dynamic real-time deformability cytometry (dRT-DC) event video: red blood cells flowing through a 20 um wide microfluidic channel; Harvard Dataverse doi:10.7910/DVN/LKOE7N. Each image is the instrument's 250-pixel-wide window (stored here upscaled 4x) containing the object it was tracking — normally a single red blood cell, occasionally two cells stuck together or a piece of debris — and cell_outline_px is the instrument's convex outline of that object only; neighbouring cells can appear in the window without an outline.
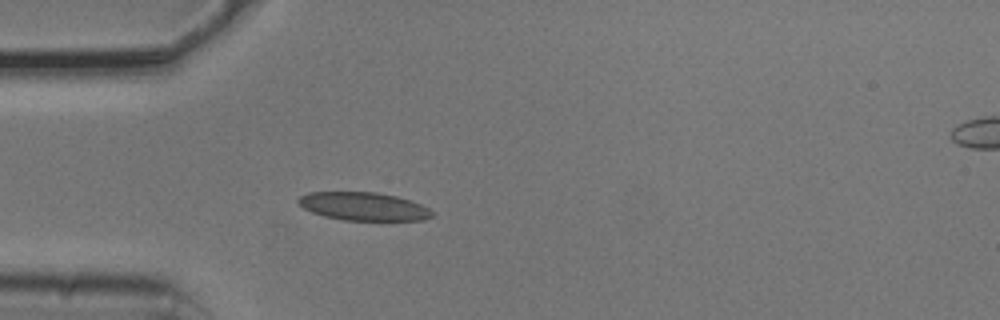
{"species": "common noctule bat (a hibernating species)", "species_latin": "Nyctalus noctula", "temperature_condition": "cold", "stored_images_in_passage": 23, "camera_frame_rate_fps": 3000, "um_per_image_px": 0.085, "animal": {"sex": "male", "body_mass_g": 20.5, "forearm_length_mm": 52.5}, "frame": {"image": 1, "passage_image": 1, "time_ms": 0.0, "image_size_px": [1000, 320], "cell_outline_px": [[436, 212], [432, 216], [424, 220], [344, 220], [324, 216], [312, 212], [304, 208], [296, 200], [300, 196], [308, 192], [376, 192], [396, 196], [420, 204]], "centroid_in_image_um": [30.9, 17.54], "position_along_channel_um": 54.1, "area_um2": 21.91}}
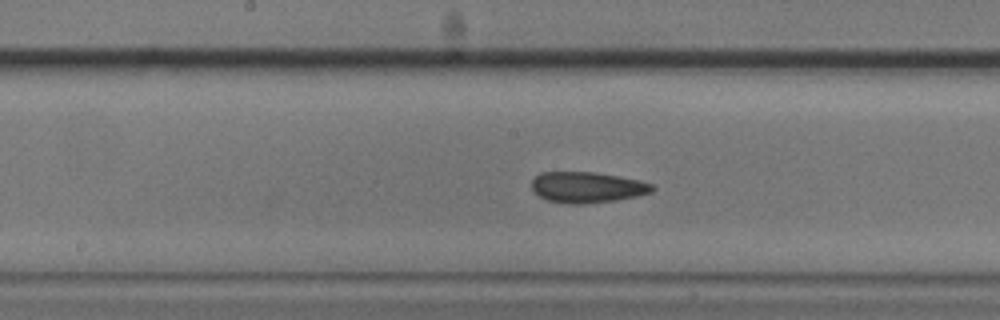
{"frame": {"image": 2, "passage_image": 13, "time_ms": 4.0, "image_size_px": [1000, 320], "cell_outline_px": [[656, 188], [652, 192], [636, 196], [616, 200], [584, 204], [568, 204], [548, 200], [540, 196], [532, 188], [532, 180], [540, 172], [596, 172], [636, 180], [652, 184]], "centroid_in_image_um": [49.9, 15.92], "position_along_channel_um": 198.3, "area_um2": 21.5}}
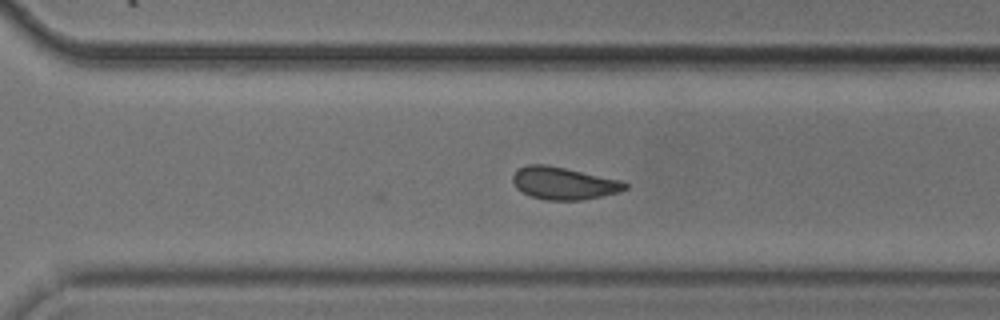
{"frame": {"image": 3, "passage_image": 23, "time_ms": 7.333, "image_size_px": [1000, 320], "cell_outline_px": [[628, 188], [620, 192], [580, 200], [548, 200], [532, 196], [516, 188], [512, 180], [512, 176], [520, 168], [528, 164], [544, 164], [564, 168], [620, 180], [628, 184]], "centroid_in_image_um": [47.92, 15.58], "position_along_channel_um": 322.7, "area_um2": 20.87}}